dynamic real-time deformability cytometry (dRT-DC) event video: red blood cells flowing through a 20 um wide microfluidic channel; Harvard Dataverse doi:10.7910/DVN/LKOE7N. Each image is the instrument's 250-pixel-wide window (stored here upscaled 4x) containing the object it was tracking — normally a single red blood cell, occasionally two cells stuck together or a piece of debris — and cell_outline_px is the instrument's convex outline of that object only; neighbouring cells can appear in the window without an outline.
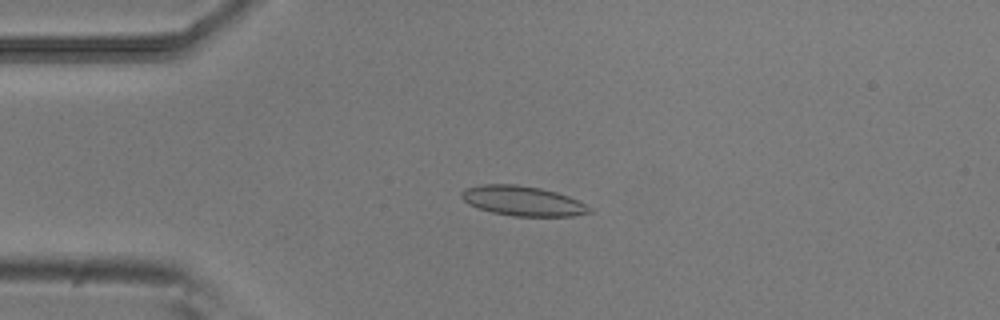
{"species": "common noctule bat (a hibernating species)", "species_latin": "Nyctalus noctula", "temperature_condition": "room temperature", "stored_images_in_passage": 52, "camera_frame_rate_fps": 3000, "um_per_image_px": 0.085, "animal": {"sex": "male", "body_mass_g": 20.5, "forearm_length_mm": 52.5}, "frame": {"image": 1, "passage_image": 12, "time_ms": 3.667, "image_size_px": [1000, 320], "cell_outline_px": [[592, 212], [572, 216], [512, 216], [492, 212], [468, 204], [460, 196], [460, 192], [468, 188], [480, 184], [516, 184], [540, 188], [556, 192], [568, 196], [592, 208]], "centroid_in_image_um": [44.42, 17.07], "position_along_channel_um": 40.6, "area_um2": 22.08}}
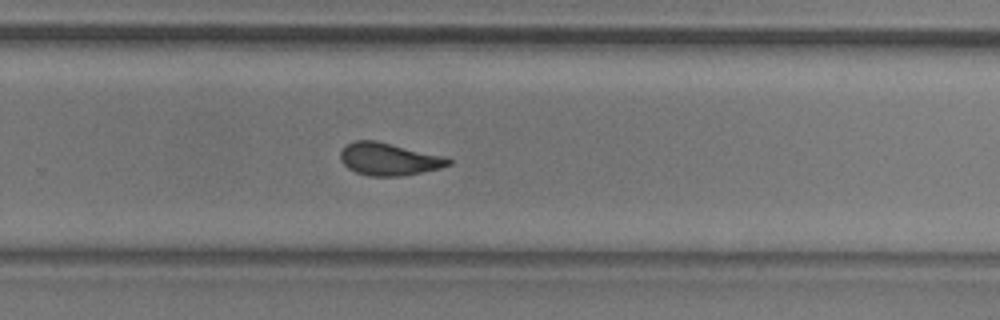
{"frame": {"image": 2, "passage_image": 34, "time_ms": 11.0, "image_size_px": [1000, 320], "cell_outline_px": [[452, 164], [440, 168], [404, 176], [368, 176], [356, 172], [348, 168], [340, 160], [340, 152], [348, 144], [356, 140], [376, 140], [444, 156], [452, 160]], "centroid_in_image_um": [33.07, 13.53], "position_along_channel_um": 296.7, "area_um2": 20.46}}
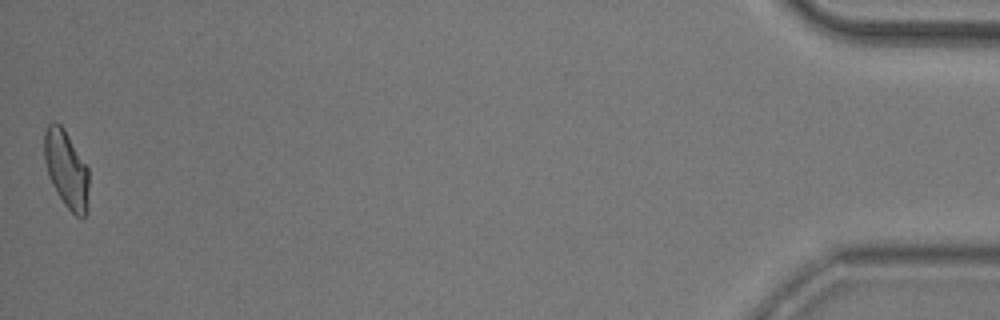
{"frame": {"image": 3, "passage_image": 52, "time_ms": 17.0, "image_size_px": [1000, 320], "cell_outline_px": [[88, 212], [84, 220], [76, 216], [64, 204], [52, 184], [44, 160], [44, 132], [48, 124], [52, 120], [60, 124], [64, 128], [88, 168]], "centroid_in_image_um": [5.65, 14.4], "position_along_channel_um": 429.6, "area_um2": 20.23}, "authors_computed_cell_mechanics": {"area_um2": 20.6635, "velocity_mm_per_s": 3.8132, "shape_relaxation_time_tau1_ms": 6.0892, "shape_relaxation_time_tau2_ms": 1.4197, "deformation_change_tau1": 0.1559, "deformation_change_tau2": 0.065}}